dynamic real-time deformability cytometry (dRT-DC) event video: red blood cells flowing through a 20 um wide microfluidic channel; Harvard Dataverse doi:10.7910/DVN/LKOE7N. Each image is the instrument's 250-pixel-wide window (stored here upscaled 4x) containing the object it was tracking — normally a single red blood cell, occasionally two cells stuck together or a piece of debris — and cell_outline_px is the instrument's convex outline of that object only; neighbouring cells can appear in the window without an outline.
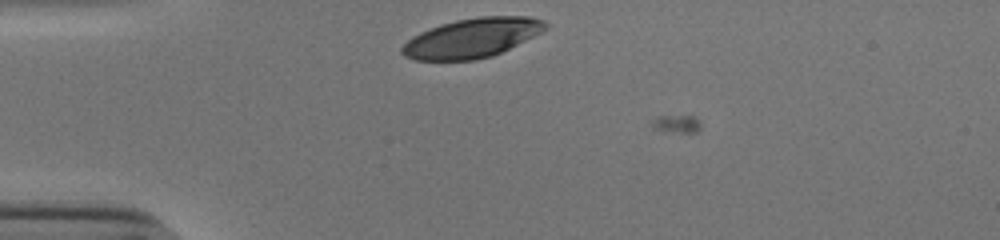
{"species": "human", "species_latin": "Homo sapiens", "temperature_condition": "cold", "stored_images_in_passage": 3, "camera_frame_rate_fps": 3000, "um_per_image_px": 0.085, "donor": {"sex": "male"}, "frame": {"image": 1, "passage_image": 1, "time_ms": 0.0, "image_size_px": [1000, 240], "cell_outline_px": [[548, 28], [492, 56], [476, 60], [416, 60], [404, 56], [400, 52], [400, 48], [412, 36], [420, 32], [440, 24], [456, 20], [480, 16], [528, 16], [544, 20], [548, 24]], "centroid_in_image_um": [40.08, 3.22], "position_along_channel_um": 44.9, "area_um2": 32.71}}